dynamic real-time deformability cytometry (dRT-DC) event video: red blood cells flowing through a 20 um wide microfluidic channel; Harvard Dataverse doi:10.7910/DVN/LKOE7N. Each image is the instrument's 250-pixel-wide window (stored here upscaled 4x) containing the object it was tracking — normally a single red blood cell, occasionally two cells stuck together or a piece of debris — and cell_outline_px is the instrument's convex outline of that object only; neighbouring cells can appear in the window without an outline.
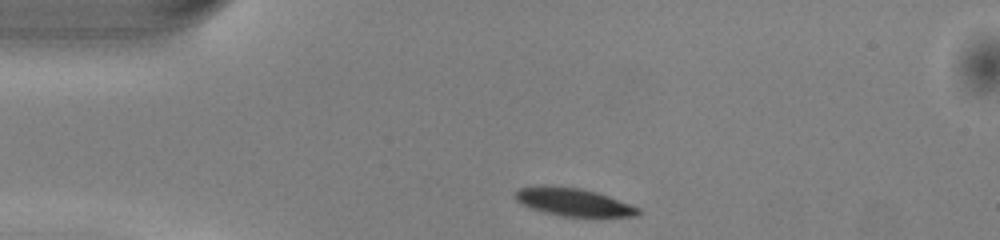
{"species": "common noctule bat (a hibernating species)", "species_latin": "Nyctalus noctula", "temperature_condition": "warm", "stored_images_in_passage": 41, "camera_frame_rate_fps": 3000, "um_per_image_px": 0.085, "animal": {"sex": "male", "body_mass_g": 13.0, "forearm_length_mm": 53.1}, "frame": {"image": 1, "passage_image": 1, "time_ms": 0.0, "image_size_px": [1000, 240], "cell_outline_px": [[640, 212], [636, 216], [560, 216], [544, 212], [532, 208], [516, 200], [512, 196], [512, 192], [520, 188], [544, 184], [580, 188], [596, 192], [608, 196], [640, 208]], "centroid_in_image_um": [48.67, 17.15], "position_along_channel_um": 36.3, "area_um2": 19.94}}
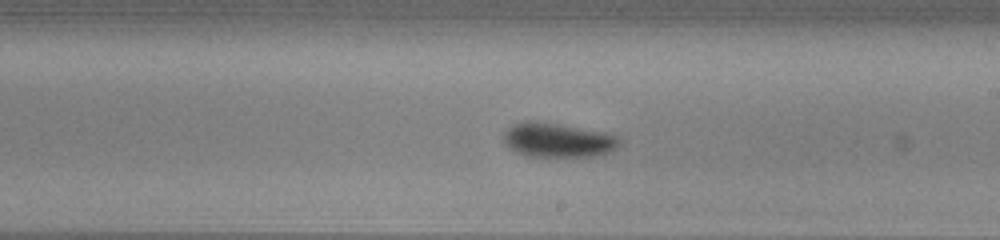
{"frame": {"image": 2, "passage_image": 19, "time_ms": 6.0, "image_size_px": [1000, 240], "cell_outline_px": [[624, 140], [616, 148], [608, 152], [596, 156], [528, 156], [516, 152], [508, 148], [504, 144], [504, 132], [512, 124], [524, 120], [536, 120], [604, 132], [616, 136]], "centroid_in_image_um": [47.39, 11.89], "position_along_channel_um": 241.6, "area_um2": 23.35}}
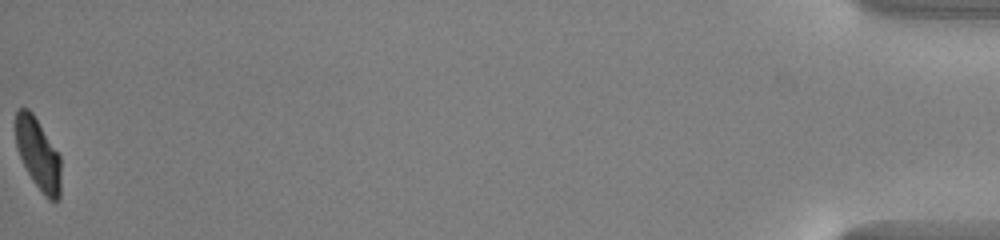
{"frame": {"image": 3, "passage_image": 41, "time_ms": 13.333, "image_size_px": [1000, 240], "cell_outline_px": [[60, 196], [56, 200], [48, 200], [44, 196], [32, 180], [16, 148], [16, 112], [20, 108], [28, 108], [32, 112], [60, 156]], "centroid_in_image_um": [3.24, 13.11], "position_along_channel_um": 432.0, "area_um2": 18.55}, "authors_computed_cell_mechanics": {"area_um2": 22.1374, "velocity_mm_per_s": 4.0324, "shape_relaxation_time_tau1_ms": 2.0091, "shape_relaxation_time_tau2_ms": 6.0565, "deformation_change_tau1": 0.0967, "deformation_change_tau2": 0.1075}}